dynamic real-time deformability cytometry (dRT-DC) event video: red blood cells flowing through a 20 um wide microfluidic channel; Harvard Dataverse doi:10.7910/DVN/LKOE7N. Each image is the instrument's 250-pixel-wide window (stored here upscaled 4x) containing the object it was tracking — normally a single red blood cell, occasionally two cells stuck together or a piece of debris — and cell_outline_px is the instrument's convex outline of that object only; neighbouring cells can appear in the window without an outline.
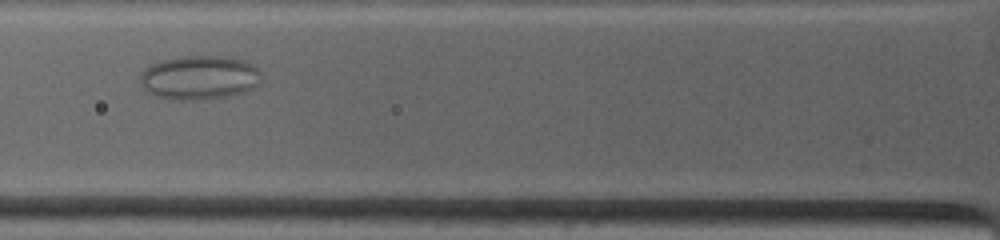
{"species": "common noctule bat (a hibernating species)", "species_latin": "Nyctalus noctula", "temperature_condition": "warm", "stored_images_in_passage": 14, "camera_frame_rate_fps": 4500, "um_per_image_px": 0.085, "animal": {"sex": "female", "body_mass_g": 19.0, "forearm_length_mm": 53.3}, "frame": {"image": 1, "passage_image": 10, "time_ms": 2.889, "image_size_px": [1000, 240], "cell_outline_px": [[260, 72], [256, 84], [252, 88], [244, 92], [224, 96], [192, 100], [176, 100], [156, 96], [148, 92], [140, 84], [140, 76], [152, 64], [164, 60], [184, 56], [220, 56], [244, 60], [252, 64]], "centroid_in_image_um": [16.92, 6.59], "position_along_channel_um": 108.9, "area_um2": 30.46}}
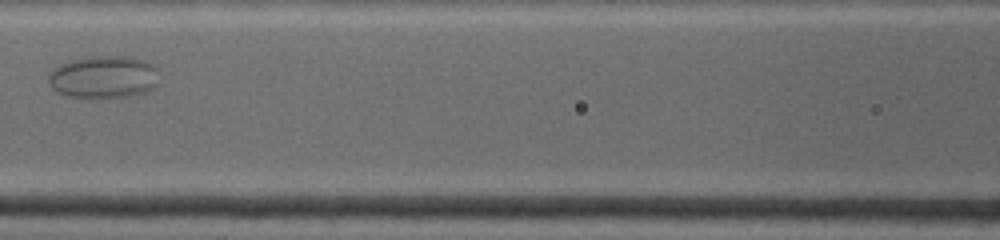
{"frame": {"image": 2, "passage_image": 12, "time_ms": 4.222, "image_size_px": [1000, 240], "cell_outline_px": [[156, 88], [132, 96], [68, 96], [56, 92], [48, 84], [48, 76], [52, 68], [60, 64], [72, 60], [88, 56], [128, 56], [144, 60], [152, 64], [156, 68]], "centroid_in_image_um": [8.78, 6.52], "position_along_channel_um": 157.8, "area_um2": 27.22}}